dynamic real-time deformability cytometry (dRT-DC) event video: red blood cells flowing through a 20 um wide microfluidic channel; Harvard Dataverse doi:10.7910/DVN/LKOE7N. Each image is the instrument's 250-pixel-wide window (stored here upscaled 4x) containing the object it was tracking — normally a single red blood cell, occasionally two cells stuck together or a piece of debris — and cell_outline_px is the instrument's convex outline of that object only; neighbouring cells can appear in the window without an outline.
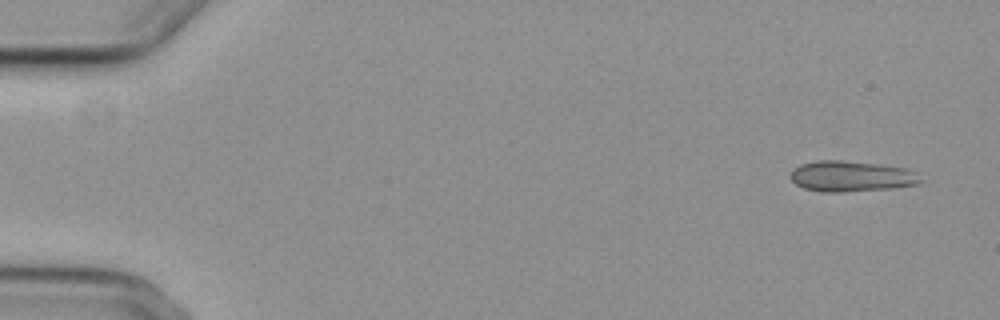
{"species": "common noctule bat (a hibernating species)", "species_latin": "Nyctalus noctula", "temperature_condition": "cold", "stored_images_in_passage": 4, "camera_frame_rate_fps": 3000, "um_per_image_px": 0.085, "animal": {"sex": "female", "body_mass_g": 29.2, "forearm_length_mm": 56.3}, "frame": {"image": 1, "passage_image": 1, "time_ms": 0.0, "image_size_px": [1000, 320], "cell_outline_px": [[924, 180], [920, 184], [892, 188], [844, 192], [820, 192], [804, 188], [796, 184], [792, 180], [792, 172], [800, 164], [816, 160], [840, 160], [880, 164], [908, 168]], "centroid_in_image_um": [72.4, 14.98], "position_along_channel_um": 12.6, "area_um2": 23.35}}
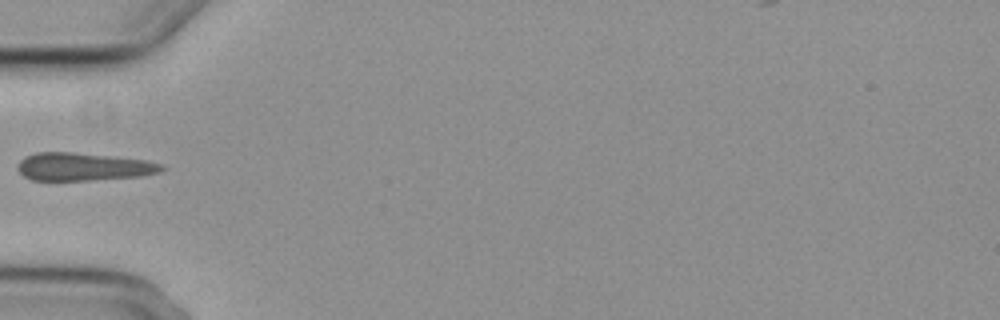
{"frame": {"image": 2, "passage_image": 4, "time_ms": 5.333, "image_size_px": [1000, 320], "cell_outline_px": [[168, 168], [160, 172], [140, 176], [88, 180], [32, 180], [24, 176], [16, 168], [20, 160], [24, 156], [36, 152], [72, 152], [144, 160], [160, 164]], "centroid_in_image_um": [7.04, 14.17], "position_along_channel_um": 78.0, "area_um2": 23.24}}